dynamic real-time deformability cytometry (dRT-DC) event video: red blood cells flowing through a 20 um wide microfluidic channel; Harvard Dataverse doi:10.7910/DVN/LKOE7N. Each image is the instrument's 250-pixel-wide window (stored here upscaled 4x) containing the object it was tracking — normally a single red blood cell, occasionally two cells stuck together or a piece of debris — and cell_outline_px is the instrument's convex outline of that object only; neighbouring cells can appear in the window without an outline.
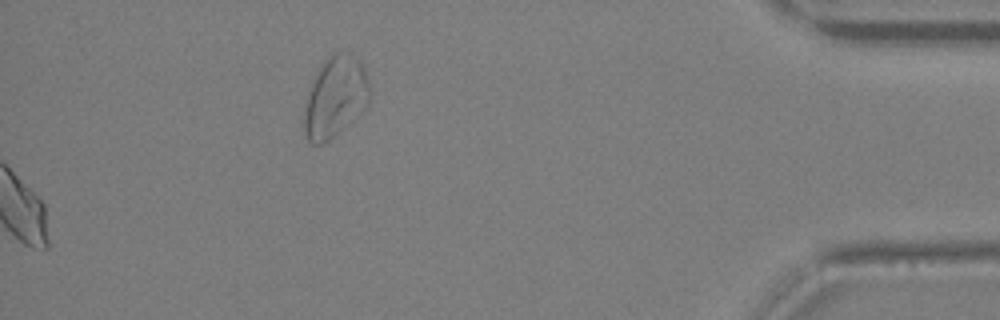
{"species": "Egyptian fruit bat (a non-hibernating species)", "species_latin": "Rousettus aegyptiacus", "temperature_condition": "warm", "stored_images_in_passage": 22, "segment_of_instrument_passage": [2, 2], "camera_frame_rate_fps": 3000, "um_per_image_px": 0.085, "animal": {"sex": "female"}, "frame": {"image": 1, "passage_image": 22, "time_ms": 7.0, "image_size_px": [1000, 320], "cell_outline_px": [[368, 104], [360, 112], [328, 140], [320, 144], [312, 144], [308, 140], [304, 132], [304, 104], [308, 92], [320, 64], [332, 52], [352, 52], [360, 60], [368, 80]], "centroid_in_image_um": [28.46, 8.19], "position_along_channel_um": 406.7, "area_um2": 30.52}}